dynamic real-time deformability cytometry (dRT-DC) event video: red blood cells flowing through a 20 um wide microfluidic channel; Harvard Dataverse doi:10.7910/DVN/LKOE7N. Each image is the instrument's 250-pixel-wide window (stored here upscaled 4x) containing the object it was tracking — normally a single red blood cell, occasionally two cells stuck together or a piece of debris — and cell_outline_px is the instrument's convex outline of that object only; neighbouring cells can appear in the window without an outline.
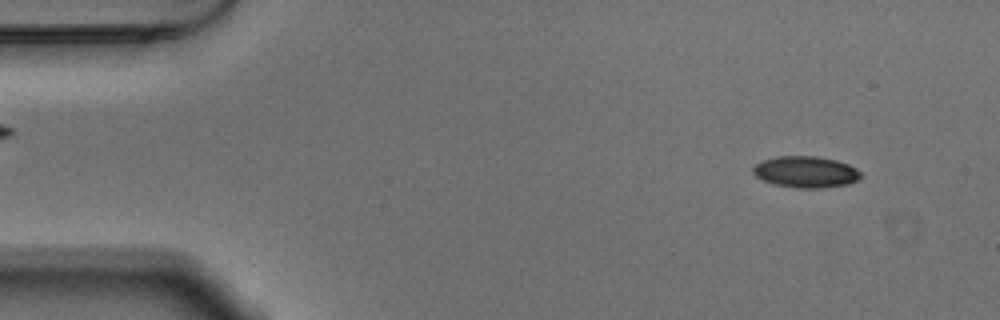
{"species": "Egyptian fruit bat (a non-hibernating species)", "species_latin": "Rousettus aegyptiacus", "temperature_condition": "warm", "stored_images_in_passage": 53, "camera_frame_rate_fps": 3000, "um_per_image_px": 0.085, "animal": {"sex": "male"}, "frame": {"image": 1, "passage_image": 4, "time_ms": 1.0, "image_size_px": [1000, 320], "cell_outline_px": [[860, 176], [856, 180], [848, 184], [820, 188], [796, 188], [776, 184], [764, 180], [756, 176], [752, 172], [752, 168], [756, 164], [764, 160], [776, 156], [816, 156], [836, 160], [848, 164], [856, 168], [860, 172]], "centroid_in_image_um": [68.48, 14.61], "position_along_channel_um": 16.5, "area_um2": 19.54}}
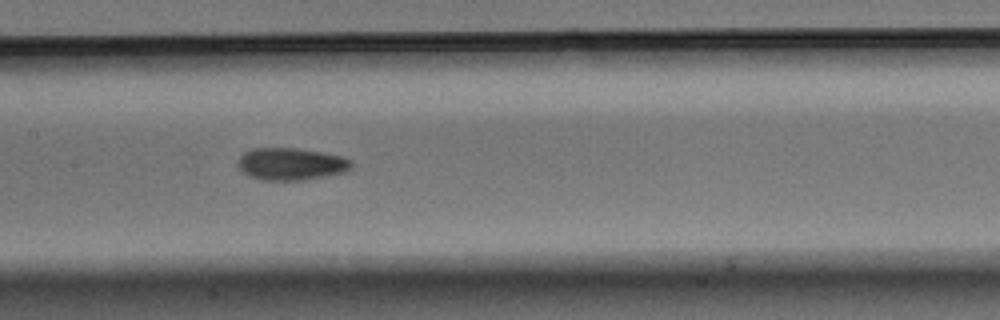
{"frame": {"image": 2, "passage_image": 25, "time_ms": 8.0, "image_size_px": [1000, 320], "cell_outline_px": [[352, 168], [344, 172], [304, 180], [260, 180], [248, 176], [240, 172], [236, 164], [236, 160], [244, 152], [252, 148], [296, 148], [324, 152], [344, 156], [352, 160]], "centroid_in_image_um": [24.7, 13.93], "position_along_channel_um": 182.7, "area_um2": 21.79}}
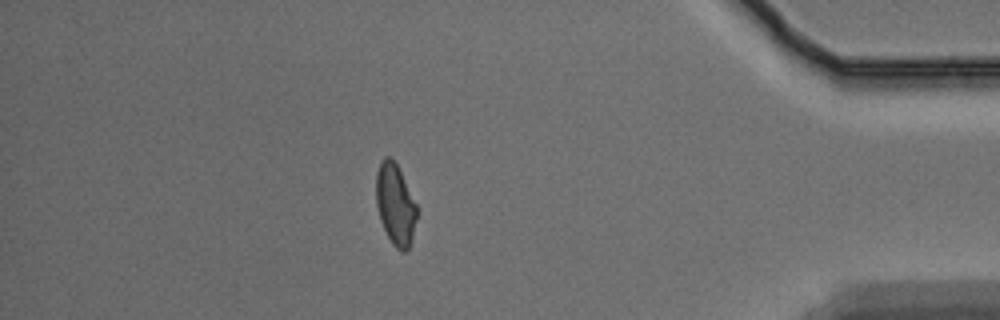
{"frame": {"image": 3, "passage_image": 46, "time_ms": 15.0, "image_size_px": [1000, 320], "cell_outline_px": [[416, 220], [412, 240], [408, 248], [404, 252], [400, 252], [392, 244], [380, 220], [376, 204], [376, 172], [380, 160], [384, 156], [388, 156], [396, 164], [416, 204]], "centroid_in_image_um": [33.58, 17.39], "position_along_channel_um": 401.6, "area_um2": 19.07}, "authors_computed_cell_mechanics": {"area_um2": 20.1722, "velocity_mm_per_s": 3.7219, "shape_relaxation_time_tau1_ms": 3.914, "shape_relaxation_time_tau2_ms": 3.2711, "deformation_change_tau1": 0.1154, "deformation_change_tau2": 0.0856}}